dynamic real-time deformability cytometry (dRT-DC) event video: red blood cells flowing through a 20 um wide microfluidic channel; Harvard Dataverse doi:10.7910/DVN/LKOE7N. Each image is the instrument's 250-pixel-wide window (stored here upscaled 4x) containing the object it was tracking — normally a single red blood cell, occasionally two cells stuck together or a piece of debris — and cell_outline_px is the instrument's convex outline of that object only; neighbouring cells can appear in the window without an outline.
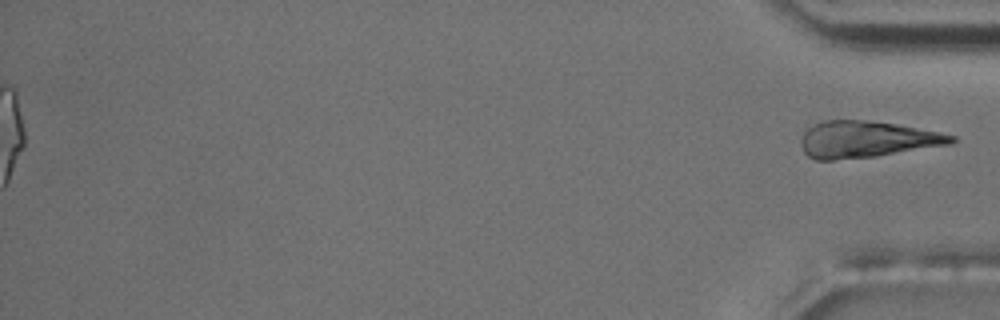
{"species": "common noctule bat (a hibernating species)", "species_latin": "Nyctalus noctula", "temperature_condition": "room temperature", "stored_images_in_passage": 54, "camera_frame_rate_fps": 3000, "um_per_image_px": 0.085, "animal": {"sex": "male", "body_mass_g": 17.5, "forearm_length_mm": 52.3}, "frame": {"image": 1, "passage_image": 54, "time_ms": 17.667, "image_size_px": [1000, 320], "cell_outline_px": [[956, 140], [952, 144], [876, 156], [832, 160], [816, 160], [808, 156], [804, 152], [800, 144], [800, 140], [804, 132], [812, 124], [824, 120], [864, 120], [896, 124], [956, 136]], "centroid_in_image_um": [73.62, 11.85], "position_along_channel_um": 361.6, "area_um2": 31.91}}